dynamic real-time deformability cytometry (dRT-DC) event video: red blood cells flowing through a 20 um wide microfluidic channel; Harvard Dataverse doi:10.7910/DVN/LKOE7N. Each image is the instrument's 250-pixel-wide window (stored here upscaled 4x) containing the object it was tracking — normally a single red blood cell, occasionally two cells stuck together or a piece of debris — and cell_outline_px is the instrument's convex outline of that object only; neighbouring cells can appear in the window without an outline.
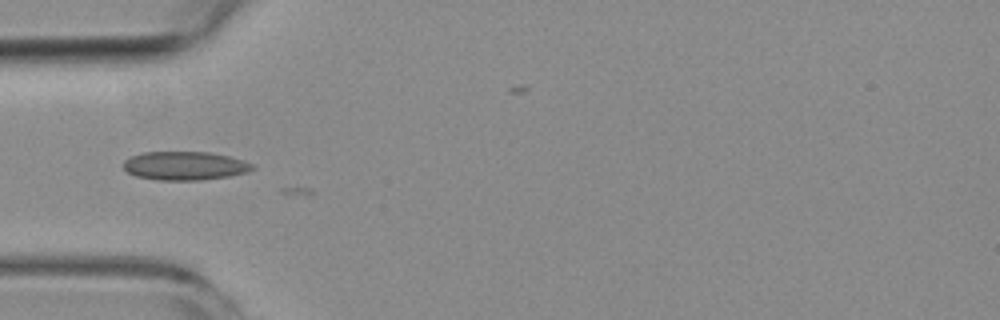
{"species": "common noctule bat (a hibernating species)", "species_latin": "Nyctalus noctula", "temperature_condition": "room temperature", "stored_images_in_passage": 5, "camera_frame_rate_fps": 3000, "um_per_image_px": 0.085, "animal": {"sex": "female", "body_mass_g": 19.3, "forearm_length_mm": 54.1}, "frame": {"image": 1, "passage_image": 3, "time_ms": 3.0, "image_size_px": [1000, 320], "cell_outline_px": [[256, 168], [248, 172], [232, 176], [200, 180], [156, 180], [136, 176], [128, 172], [124, 168], [124, 160], [132, 156], [144, 152], [208, 152], [228, 156], [244, 160], [252, 164]], "centroid_in_image_um": [15.74, 14.1], "position_along_channel_um": 69.3, "area_um2": 21.56}}